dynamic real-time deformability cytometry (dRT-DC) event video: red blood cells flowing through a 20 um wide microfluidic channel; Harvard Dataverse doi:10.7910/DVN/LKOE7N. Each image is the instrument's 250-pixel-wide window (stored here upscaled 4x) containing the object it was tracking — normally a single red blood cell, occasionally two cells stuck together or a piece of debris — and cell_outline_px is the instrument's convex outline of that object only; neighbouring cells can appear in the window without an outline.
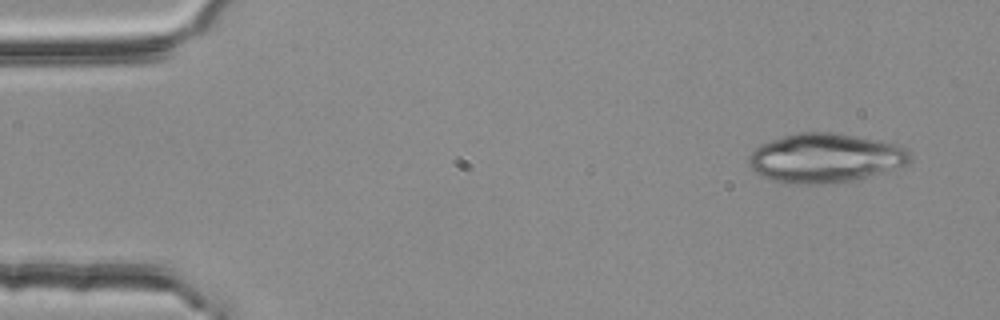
{"species": "common noctule bat (a hibernating species)", "species_latin": "Nyctalus noctula", "temperature_condition": "room temperature", "stored_images_in_passage": 3, "camera_frame_rate_fps": 3000, "um_per_image_px": 0.085, "animal": {"sex": "female", "body_mass_g": 25.1}, "frame": {"image": 1, "passage_image": 1, "time_ms": 0.0, "image_size_px": [1000, 320], "cell_outline_px": [[912, 160], [908, 164], [856, 180], [824, 184], [788, 184], [772, 180], [756, 172], [748, 164], [748, 156], [760, 144], [796, 132], [832, 132], [856, 136], [896, 144], [904, 148], [912, 156]], "centroid_in_image_um": [70.13, 13.44], "position_along_channel_um": 14.9, "area_um2": 46.18}}